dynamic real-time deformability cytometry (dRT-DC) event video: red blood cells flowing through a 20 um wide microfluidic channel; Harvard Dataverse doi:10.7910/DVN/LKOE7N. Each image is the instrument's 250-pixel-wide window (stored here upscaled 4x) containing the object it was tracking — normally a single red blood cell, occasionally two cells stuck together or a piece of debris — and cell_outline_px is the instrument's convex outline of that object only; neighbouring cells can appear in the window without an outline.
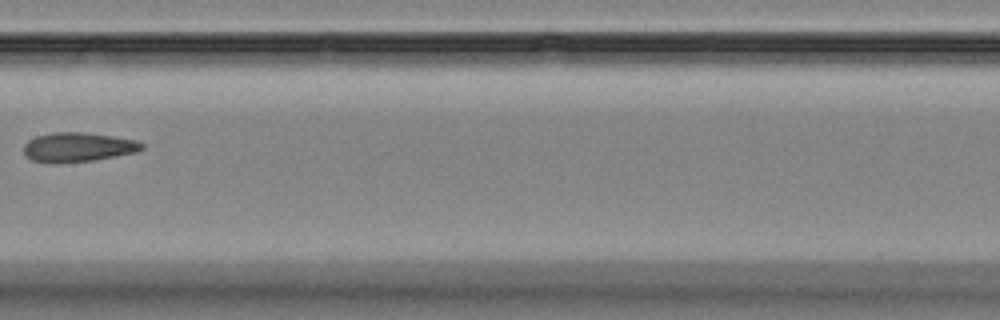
{"species": "Egyptian fruit bat (a non-hibernating species)", "species_latin": "Rousettus aegyptiacus", "temperature_condition": "room temperature", "stored_images_in_passage": 8, "camera_frame_rate_fps": 3000, "um_per_image_px": 0.085, "animal": {"sex": "female"}, "frame": {"image": 1, "passage_image": 5, "time_ms": 4.667, "image_size_px": [1000, 320], "cell_outline_px": [[144, 148], [136, 152], [92, 160], [56, 164], [48, 164], [32, 160], [24, 156], [24, 144], [28, 140], [36, 136], [52, 132], [84, 132], [112, 136], [136, 140], [144, 144]], "centroid_in_image_um": [6.57, 12.51], "position_along_channel_um": 200.8, "area_um2": 20.4}}
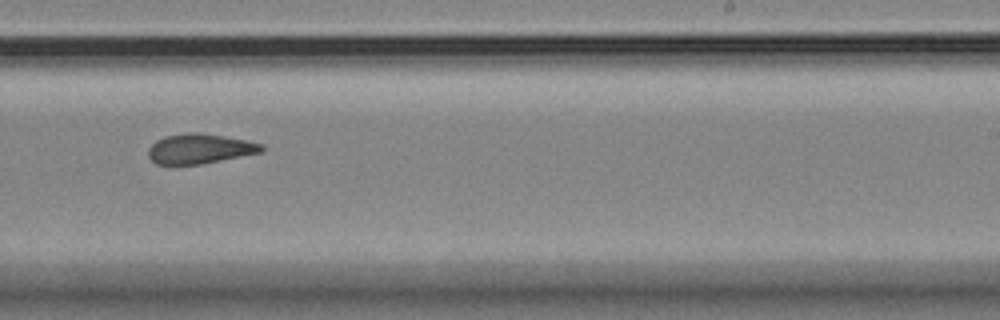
{"frame": {"image": 2, "passage_image": 7, "time_ms": 6.667, "image_size_px": [1000, 320], "cell_outline_px": [[264, 148], [260, 152], [200, 164], [156, 164], [148, 156], [148, 148], [156, 140], [164, 136], [192, 132], [196, 132], [224, 136], [248, 140], [264, 144]], "centroid_in_image_um": [16.96, 12.63], "position_along_channel_um": 272.0, "area_um2": 19.54}}
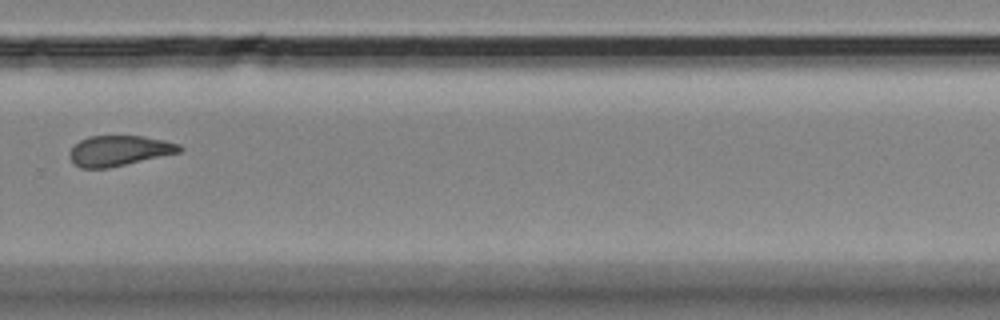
{"frame": {"image": 3, "passage_image": 8, "time_ms": 8.0, "image_size_px": [1000, 320], "cell_outline_px": [[184, 148], [180, 152], [108, 168], [80, 168], [72, 164], [68, 156], [68, 152], [80, 140], [88, 136], [144, 136], [164, 140], [180, 144]], "centroid_in_image_um": [10.09, 12.81], "position_along_channel_um": 319.7, "area_um2": 19.54}}